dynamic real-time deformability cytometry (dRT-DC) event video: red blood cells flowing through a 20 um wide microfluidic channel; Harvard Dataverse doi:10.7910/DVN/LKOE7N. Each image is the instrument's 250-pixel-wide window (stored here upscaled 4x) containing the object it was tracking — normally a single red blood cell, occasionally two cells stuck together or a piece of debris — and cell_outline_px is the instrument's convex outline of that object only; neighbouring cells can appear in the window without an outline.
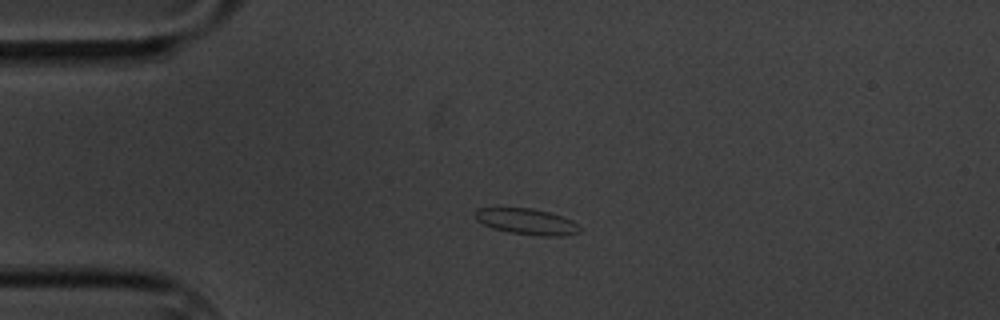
{"species": "common noctule bat (a hibernating species)", "species_latin": "Nyctalus noctula", "temperature_condition": "cold", "stored_images_in_passage": 6, "camera_frame_rate_fps": 3000, "um_per_image_px": 0.085, "animal": {"sex": "male", "body_mass_g": 20.1, "forearm_length_mm": 53.5}, "frame": {"image": 1, "passage_image": 4, "time_ms": 4.333, "image_size_px": [1000, 320], "cell_outline_px": [[580, 232], [568, 236], [540, 236], [508, 232], [492, 228], [476, 220], [476, 208], [532, 208], [548, 212], [572, 220], [580, 228]], "centroid_in_image_um": [44.79, 18.84], "position_along_channel_um": 40.2, "area_um2": 15.78}}
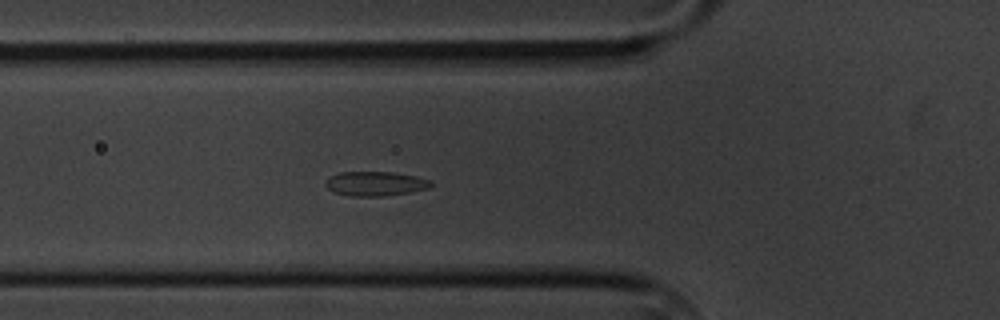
{"frame": {"image": 2, "passage_image": 6, "time_ms": 6.667, "image_size_px": [1000, 320], "cell_outline_px": [[432, 184], [428, 188], [408, 192], [384, 196], [348, 196], [332, 192], [324, 184], [332, 176], [340, 172], [392, 172], [416, 176], [428, 180]], "centroid_in_image_um": [31.87, 15.62], "position_along_channel_um": 93.9, "area_um2": 14.8}}